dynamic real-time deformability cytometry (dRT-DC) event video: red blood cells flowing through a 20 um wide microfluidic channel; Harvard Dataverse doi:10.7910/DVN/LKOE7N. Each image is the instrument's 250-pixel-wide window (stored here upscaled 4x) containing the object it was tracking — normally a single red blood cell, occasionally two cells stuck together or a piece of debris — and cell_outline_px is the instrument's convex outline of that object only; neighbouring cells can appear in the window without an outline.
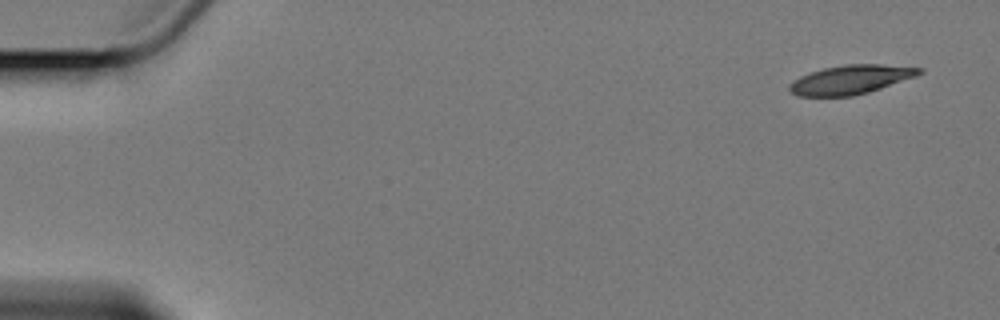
{"species": "Egyptian fruit bat (a non-hibernating species)", "species_latin": "Rousettus aegyptiacus", "temperature_condition": "cold", "stored_images_in_passage": 15, "camera_frame_rate_fps": 3000, "um_per_image_px": 0.085, "animal": {"sex": "female"}, "frame": {"image": 1, "passage_image": 1, "time_ms": 0.0, "image_size_px": [1000, 320], "cell_outline_px": [[924, 72], [916, 76], [868, 92], [852, 96], [796, 96], [788, 88], [788, 84], [792, 80], [800, 76], [824, 68], [844, 64], [880, 64], [924, 68]], "centroid_in_image_um": [72.3, 6.76], "position_along_channel_um": 12.7, "area_um2": 21.91}}
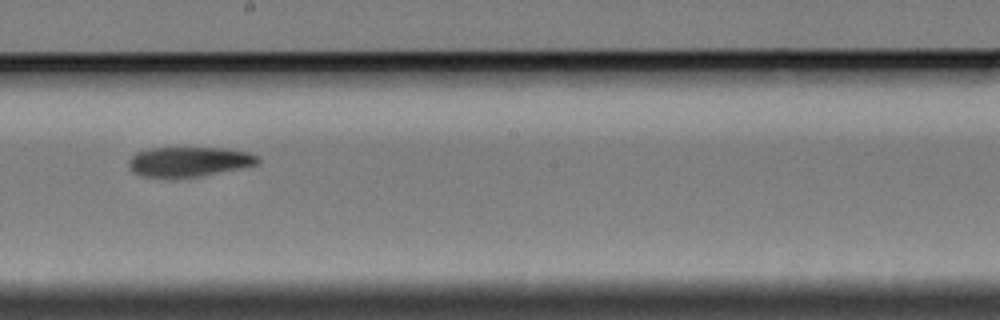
{"frame": {"image": 2, "passage_image": 9, "time_ms": 10.333, "image_size_px": [1000, 320], "cell_outline_px": [[260, 164], [200, 176], [172, 180], [140, 176], [132, 172], [128, 168], [128, 160], [136, 152], [152, 148], [224, 148], [248, 152], [256, 156], [260, 160]], "centroid_in_image_um": [15.99, 13.78], "position_along_channel_um": 232.2, "area_um2": 23.0}}
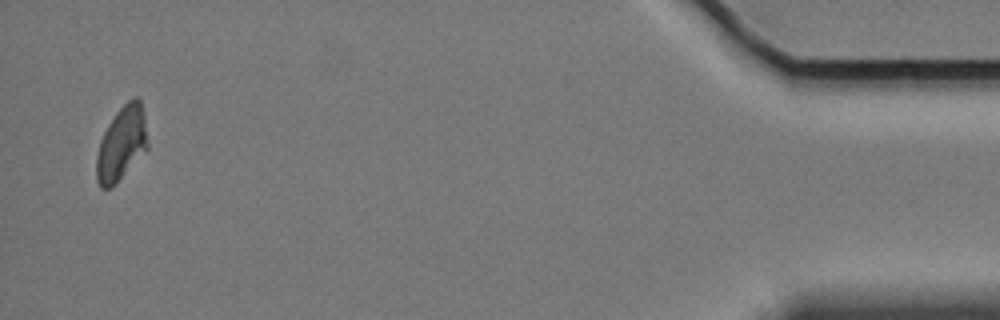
{"frame": {"image": 3, "passage_image": 15, "time_ms": 18.333, "image_size_px": [1000, 320], "cell_outline_px": [[148, 148], [116, 184], [112, 188], [100, 188], [96, 180], [96, 156], [100, 140], [108, 124], [116, 112], [132, 96], [136, 96], [140, 100], [144, 112], [148, 140]], "centroid_in_image_um": [10.33, 12.21], "position_along_channel_um": 424.9, "area_um2": 22.31}, "authors_computed_cell_mechanics": {"area_um2": 23.0622, "velocity_mm_per_s": 3.3766, "shape_relaxation_time_tau1_ms": 4.4127, "shape_relaxation_time_tau2_ms": 1.8683, "deformation_change_tau1": 0.1122, "deformation_change_tau2": 0.0564}}